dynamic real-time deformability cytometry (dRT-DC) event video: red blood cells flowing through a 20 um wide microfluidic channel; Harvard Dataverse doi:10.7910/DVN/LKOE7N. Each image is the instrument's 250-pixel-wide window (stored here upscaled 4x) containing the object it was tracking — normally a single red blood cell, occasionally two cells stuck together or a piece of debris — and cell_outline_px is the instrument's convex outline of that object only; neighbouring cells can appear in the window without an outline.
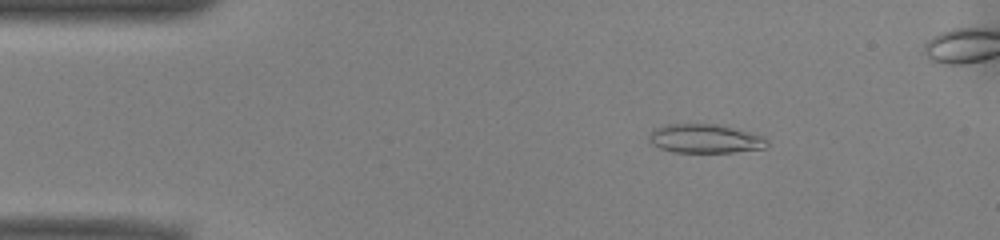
{"species": "common noctule bat (a hibernating species)", "species_latin": "Nyctalus noctula", "temperature_condition": "warm", "stored_images_in_passage": 42, "camera_frame_rate_fps": 3000, "um_per_image_px": 0.085, "animal": {"sex": "male", "body_mass_g": 13.0, "forearm_length_mm": 53.1}, "frame": {"image": 1, "passage_image": 2, "time_ms": 0.333, "image_size_px": [1000, 240], "cell_outline_px": [[768, 148], [732, 152], [672, 152], [660, 148], [652, 144], [648, 140], [648, 136], [652, 128], [668, 124], [716, 124], [764, 136], [768, 140]], "centroid_in_image_um": [59.91, 11.79], "position_along_channel_um": 25.1, "area_um2": 20.0}}
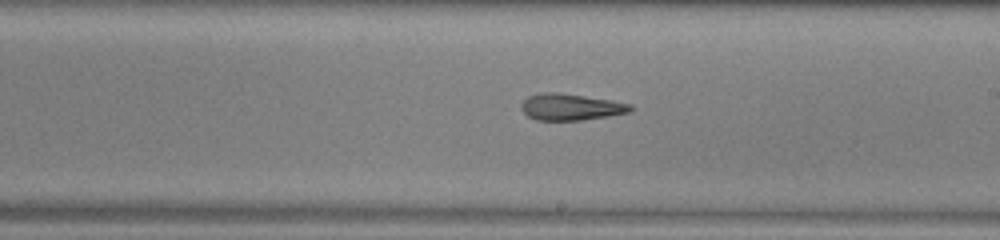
{"frame": {"image": 2, "passage_image": 23, "time_ms": 7.333, "image_size_px": [1000, 240], "cell_outline_px": [[636, 108], [632, 112], [608, 116], [580, 120], [536, 120], [528, 116], [520, 108], [520, 104], [528, 96], [540, 92], [556, 92], [612, 100], [632, 104]], "centroid_in_image_um": [48.54, 9.09], "position_along_channel_um": 240.5, "area_um2": 17.05}}
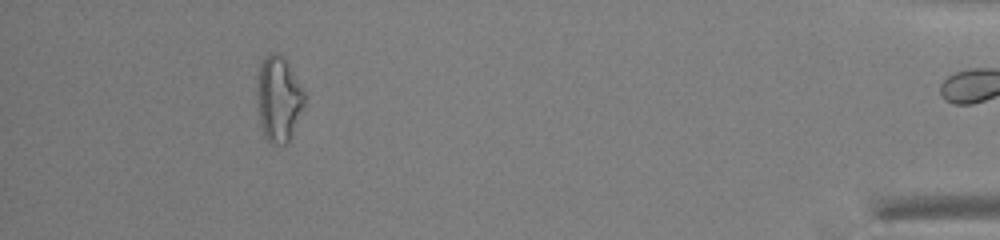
{"frame": {"image": 3, "passage_image": 41, "time_ms": 13.333, "image_size_px": [1000, 240], "cell_outline_px": [[304, 104], [288, 140], [284, 144], [276, 144], [268, 140], [264, 136], [260, 124], [256, 92], [256, 88], [260, 64], [264, 56], [268, 52], [276, 52], [284, 60], [304, 92]], "centroid_in_image_um": [23.62, 8.39], "position_along_channel_um": 411.6, "area_um2": 22.89}, "authors_computed_cell_mechanics": {"area_um2": 18.4093, "velocity_mm_per_s": 3.9711, "shape_relaxation_time_tau1_ms": null, "shape_relaxation_time_tau2_ms": 3.9529, "deformation_change_tau1": null, "deformation_change_tau2": 0.1517}}